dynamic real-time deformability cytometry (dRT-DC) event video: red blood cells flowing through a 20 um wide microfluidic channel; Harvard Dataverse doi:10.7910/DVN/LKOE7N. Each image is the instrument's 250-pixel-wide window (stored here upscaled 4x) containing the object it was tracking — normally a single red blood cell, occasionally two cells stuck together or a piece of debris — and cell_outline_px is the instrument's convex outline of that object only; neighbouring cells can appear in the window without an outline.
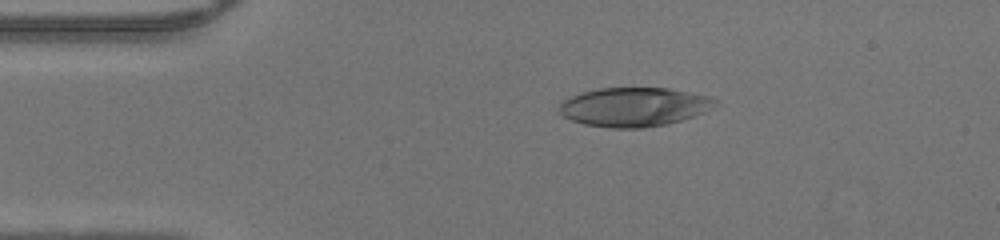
{"species": "human", "species_latin": "Homo sapiens", "temperature_condition": "warm", "stored_images_in_passage": 39, "camera_frame_rate_fps": 3000, "um_per_image_px": 0.085, "donor": {"sex": "male"}, "frame": {"image": 1, "passage_image": 1, "time_ms": 0.0, "image_size_px": [1000, 240], "cell_outline_px": [[720, 104], [704, 112], [668, 124], [644, 128], [612, 128], [584, 124], [572, 120], [564, 116], [560, 112], [560, 104], [564, 100], [580, 92], [600, 88], [668, 88], [708, 96], [720, 100]], "centroid_in_image_um": [53.93, 9.09], "position_along_channel_um": 31.1, "area_um2": 35.43}}
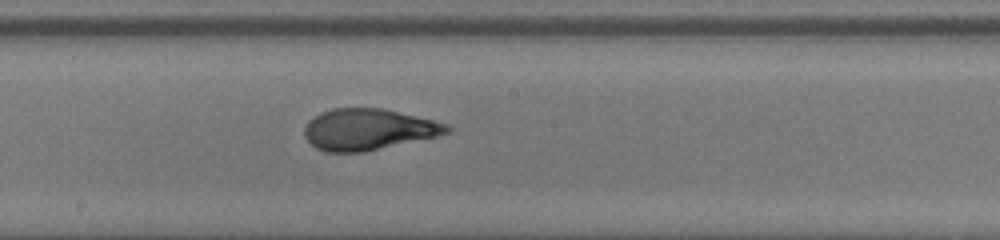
{"frame": {"image": 2, "passage_image": 17, "time_ms": 5.333, "image_size_px": [1000, 240], "cell_outline_px": [[452, 132], [436, 136], [364, 152], [324, 152], [316, 148], [304, 136], [304, 128], [308, 120], [320, 112], [332, 108], [384, 108], [448, 124], [452, 128]], "centroid_in_image_um": [31.28, 10.99], "position_along_channel_um": 216.9, "area_um2": 34.28}}
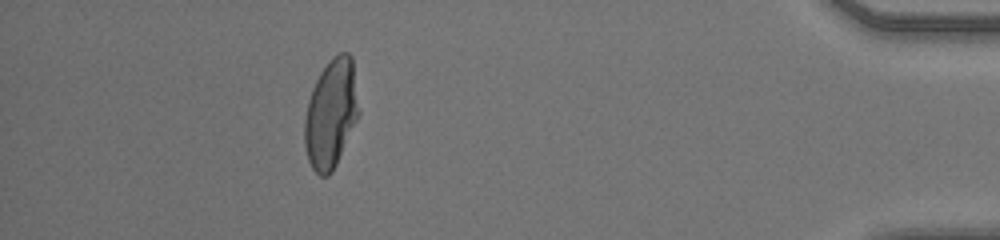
{"frame": {"image": 3, "passage_image": 34, "time_ms": 11.0, "image_size_px": [1000, 240], "cell_outline_px": [[360, 112], [336, 164], [332, 172], [328, 176], [320, 176], [312, 168], [308, 160], [304, 144], [304, 120], [308, 100], [312, 88], [320, 72], [332, 56], [340, 52], [348, 52], [352, 56]], "centroid_in_image_um": [28.13, 9.64], "position_along_channel_um": 407.1, "area_um2": 34.45}}